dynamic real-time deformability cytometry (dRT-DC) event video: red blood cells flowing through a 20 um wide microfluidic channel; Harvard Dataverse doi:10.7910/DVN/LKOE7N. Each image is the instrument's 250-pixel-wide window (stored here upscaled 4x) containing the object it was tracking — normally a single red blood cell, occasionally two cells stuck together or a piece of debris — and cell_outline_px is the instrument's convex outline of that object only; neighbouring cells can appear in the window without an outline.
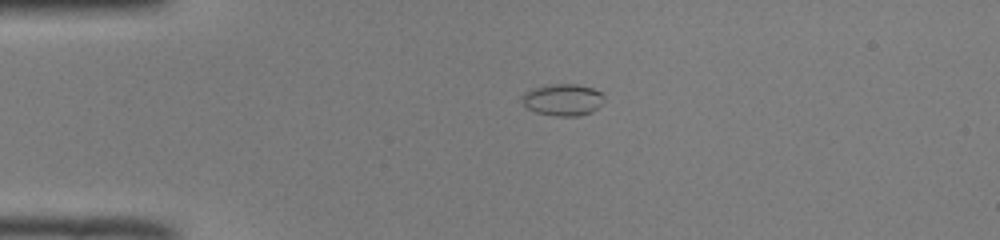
{"species": "common noctule bat (a hibernating species)", "species_latin": "Nyctalus noctula", "temperature_condition": "room temperature", "stored_images_in_passage": 40, "camera_frame_rate_fps": 3000, "um_per_image_px": 0.085, "animal": {"sex": "male", "body_mass_g": 19.0, "forearm_length_mm": 50.8}, "frame": {"image": 1, "passage_image": 1, "time_ms": 0.0, "image_size_px": [1000, 240], "cell_outline_px": [[604, 100], [592, 112], [580, 116], [556, 116], [536, 112], [528, 108], [520, 100], [520, 96], [524, 92], [532, 88], [552, 84], [576, 84], [592, 88], [604, 92]], "centroid_in_image_um": [47.83, 8.47], "position_along_channel_um": 37.2, "area_um2": 15.37}}
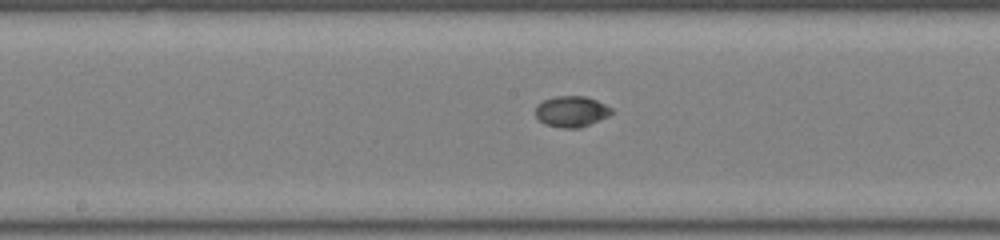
{"frame": {"image": 2, "passage_image": 16, "time_ms": 5.0, "image_size_px": [1000, 240], "cell_outline_px": [[612, 112], [608, 116], [580, 128], [560, 128], [544, 124], [536, 116], [536, 104], [544, 100], [556, 96], [584, 96], [596, 100], [612, 108]], "centroid_in_image_um": [48.55, 9.48], "position_along_channel_um": 199.6, "area_um2": 13.64}}
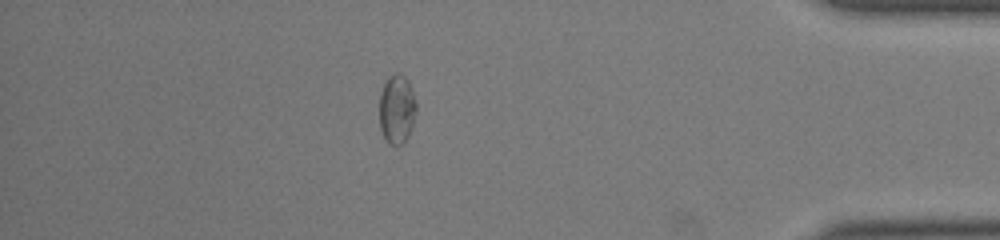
{"frame": {"image": 3, "passage_image": 34, "time_ms": 11.0, "image_size_px": [1000, 240], "cell_outline_px": [[416, 112], [408, 136], [396, 148], [388, 144], [380, 128], [380, 92], [384, 84], [396, 72], [404, 76], [408, 80], [416, 100]], "centroid_in_image_um": [33.73, 9.31], "position_along_channel_um": 401.5, "area_um2": 14.74}}